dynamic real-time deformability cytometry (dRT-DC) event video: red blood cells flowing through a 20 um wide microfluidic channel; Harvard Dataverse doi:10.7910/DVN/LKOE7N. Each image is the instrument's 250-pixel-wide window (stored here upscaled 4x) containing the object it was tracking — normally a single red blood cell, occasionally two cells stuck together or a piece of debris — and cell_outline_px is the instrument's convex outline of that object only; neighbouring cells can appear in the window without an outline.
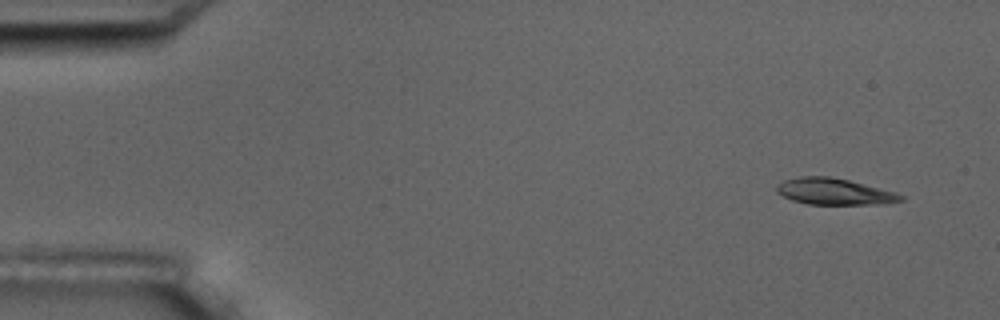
{"species": "common noctule bat (a hibernating species)", "species_latin": "Nyctalus noctula", "temperature_condition": "room temperature", "stored_images_in_passage": 11, "camera_frame_rate_fps": 3000, "um_per_image_px": 0.085, "animal": {"sex": "male", "body_mass_g": 17.5, "forearm_length_mm": 52.3}, "frame": {"image": 1, "passage_image": 1, "time_ms": 0.0, "image_size_px": [1000, 320], "cell_outline_px": [[904, 200], [884, 204], [808, 204], [792, 200], [776, 192], [776, 184], [784, 180], [800, 176], [828, 176], [848, 180], [896, 192], [904, 196]], "centroid_in_image_um": [70.9, 16.28], "position_along_channel_um": 14.1, "area_um2": 19.07}}
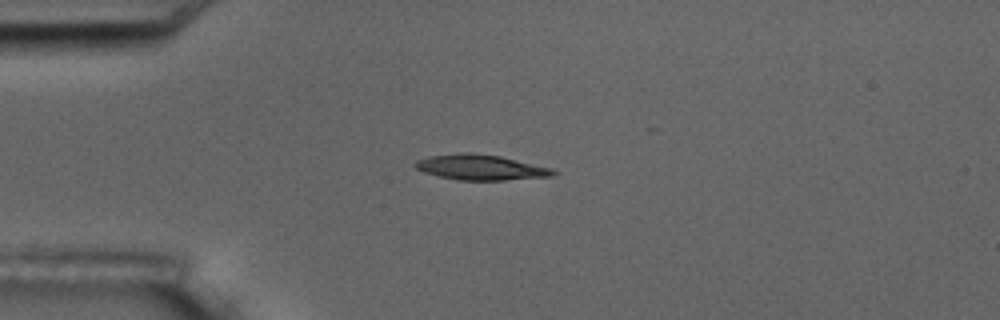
{"frame": {"image": 2, "passage_image": 4, "time_ms": 3.333, "image_size_px": [1000, 320], "cell_outline_px": [[560, 172], [556, 176], [504, 180], [460, 180], [440, 176], [424, 172], [416, 168], [412, 164], [416, 160], [428, 156], [460, 152], [472, 152], [500, 156], [552, 168]], "centroid_in_image_um": [40.88, 14.21], "position_along_channel_um": 44.1, "area_um2": 20.58}}
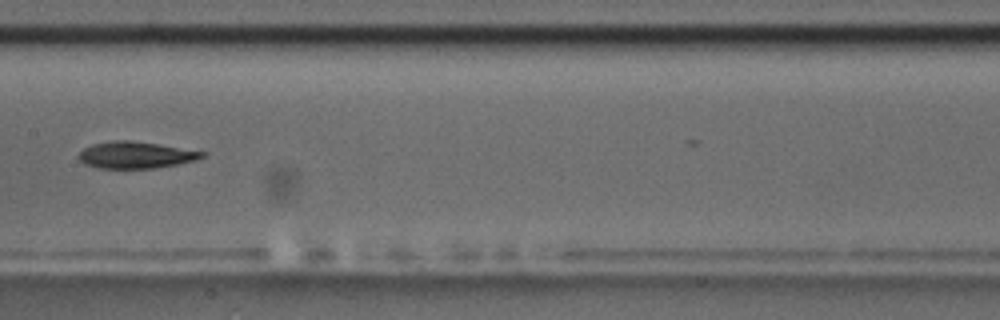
{"frame": {"image": 3, "passage_image": 8, "time_ms": 8.0, "image_size_px": [1000, 320], "cell_outline_px": [[208, 152], [204, 156], [196, 160], [176, 164], [152, 168], [100, 168], [84, 164], [80, 160], [80, 152], [84, 148], [92, 144], [112, 140], [128, 140], [156, 144]], "centroid_in_image_um": [11.53, 13.17], "position_along_channel_um": 195.9, "area_um2": 18.96}}